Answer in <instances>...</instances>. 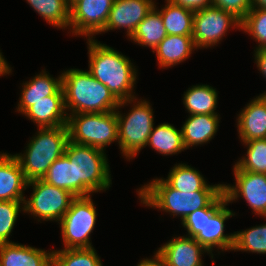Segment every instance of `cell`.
I'll return each mask as SVG.
<instances>
[{
  "instance_id": "cell-2",
  "label": "cell",
  "mask_w": 266,
  "mask_h": 266,
  "mask_svg": "<svg viewBox=\"0 0 266 266\" xmlns=\"http://www.w3.org/2000/svg\"><path fill=\"white\" fill-rule=\"evenodd\" d=\"M62 89L67 115L110 112L116 110L120 103L88 70L71 68L63 71Z\"/></svg>"
},
{
  "instance_id": "cell-15",
  "label": "cell",
  "mask_w": 266,
  "mask_h": 266,
  "mask_svg": "<svg viewBox=\"0 0 266 266\" xmlns=\"http://www.w3.org/2000/svg\"><path fill=\"white\" fill-rule=\"evenodd\" d=\"M210 254L193 237H174L158 248L156 255L163 266H204L202 254Z\"/></svg>"
},
{
  "instance_id": "cell-7",
  "label": "cell",
  "mask_w": 266,
  "mask_h": 266,
  "mask_svg": "<svg viewBox=\"0 0 266 266\" xmlns=\"http://www.w3.org/2000/svg\"><path fill=\"white\" fill-rule=\"evenodd\" d=\"M127 104H132L133 107L128 110L129 113L123 115L119 108ZM116 114L118 120L117 144L123 156L130 160L147 146L149 135L154 127L153 109L149 101L142 98L138 101L136 97L120 101Z\"/></svg>"
},
{
  "instance_id": "cell-9",
  "label": "cell",
  "mask_w": 266,
  "mask_h": 266,
  "mask_svg": "<svg viewBox=\"0 0 266 266\" xmlns=\"http://www.w3.org/2000/svg\"><path fill=\"white\" fill-rule=\"evenodd\" d=\"M97 215L91 196L76 197L58 222L64 242L63 249L93 248L90 234L95 227Z\"/></svg>"
},
{
  "instance_id": "cell-41",
  "label": "cell",
  "mask_w": 266,
  "mask_h": 266,
  "mask_svg": "<svg viewBox=\"0 0 266 266\" xmlns=\"http://www.w3.org/2000/svg\"><path fill=\"white\" fill-rule=\"evenodd\" d=\"M79 0H66L67 2V6L70 8L73 4H75L76 2H78Z\"/></svg>"
},
{
  "instance_id": "cell-31",
  "label": "cell",
  "mask_w": 266,
  "mask_h": 266,
  "mask_svg": "<svg viewBox=\"0 0 266 266\" xmlns=\"http://www.w3.org/2000/svg\"><path fill=\"white\" fill-rule=\"evenodd\" d=\"M247 147L245 156L235 165L245 171L266 174V139H255L244 142Z\"/></svg>"
},
{
  "instance_id": "cell-19",
  "label": "cell",
  "mask_w": 266,
  "mask_h": 266,
  "mask_svg": "<svg viewBox=\"0 0 266 266\" xmlns=\"http://www.w3.org/2000/svg\"><path fill=\"white\" fill-rule=\"evenodd\" d=\"M0 266H52L49 252L20 243L0 244Z\"/></svg>"
},
{
  "instance_id": "cell-3",
  "label": "cell",
  "mask_w": 266,
  "mask_h": 266,
  "mask_svg": "<svg viewBox=\"0 0 266 266\" xmlns=\"http://www.w3.org/2000/svg\"><path fill=\"white\" fill-rule=\"evenodd\" d=\"M141 204L161 211L184 221L190 213L209 207L223 190H199L180 192L172 188L164 178H156L144 184L137 191Z\"/></svg>"
},
{
  "instance_id": "cell-16",
  "label": "cell",
  "mask_w": 266,
  "mask_h": 266,
  "mask_svg": "<svg viewBox=\"0 0 266 266\" xmlns=\"http://www.w3.org/2000/svg\"><path fill=\"white\" fill-rule=\"evenodd\" d=\"M38 128L65 126L68 115L65 109L62 86L48 99L29 101V108L23 113Z\"/></svg>"
},
{
  "instance_id": "cell-38",
  "label": "cell",
  "mask_w": 266,
  "mask_h": 266,
  "mask_svg": "<svg viewBox=\"0 0 266 266\" xmlns=\"http://www.w3.org/2000/svg\"><path fill=\"white\" fill-rule=\"evenodd\" d=\"M137 266H163L161 259L154 253L153 258L141 260Z\"/></svg>"
},
{
  "instance_id": "cell-26",
  "label": "cell",
  "mask_w": 266,
  "mask_h": 266,
  "mask_svg": "<svg viewBox=\"0 0 266 266\" xmlns=\"http://www.w3.org/2000/svg\"><path fill=\"white\" fill-rule=\"evenodd\" d=\"M155 5L147 16L138 24L135 32L130 37L134 43L140 46H156L167 36L158 7Z\"/></svg>"
},
{
  "instance_id": "cell-1",
  "label": "cell",
  "mask_w": 266,
  "mask_h": 266,
  "mask_svg": "<svg viewBox=\"0 0 266 266\" xmlns=\"http://www.w3.org/2000/svg\"><path fill=\"white\" fill-rule=\"evenodd\" d=\"M89 72L119 100L136 98L137 70L130 58L93 38L87 39Z\"/></svg>"
},
{
  "instance_id": "cell-18",
  "label": "cell",
  "mask_w": 266,
  "mask_h": 266,
  "mask_svg": "<svg viewBox=\"0 0 266 266\" xmlns=\"http://www.w3.org/2000/svg\"><path fill=\"white\" fill-rule=\"evenodd\" d=\"M28 181L14 155L0 153V201H25Z\"/></svg>"
},
{
  "instance_id": "cell-4",
  "label": "cell",
  "mask_w": 266,
  "mask_h": 266,
  "mask_svg": "<svg viewBox=\"0 0 266 266\" xmlns=\"http://www.w3.org/2000/svg\"><path fill=\"white\" fill-rule=\"evenodd\" d=\"M228 203L224 192L207 208H201L181 222L187 230V235L193 237L201 244L213 259V248L222 251H232L234 246V233L224 234L225 221L235 215L232 210L226 208Z\"/></svg>"
},
{
  "instance_id": "cell-8",
  "label": "cell",
  "mask_w": 266,
  "mask_h": 266,
  "mask_svg": "<svg viewBox=\"0 0 266 266\" xmlns=\"http://www.w3.org/2000/svg\"><path fill=\"white\" fill-rule=\"evenodd\" d=\"M69 141L105 151L106 146L118 142L116 110L104 113H76L68 115Z\"/></svg>"
},
{
  "instance_id": "cell-6",
  "label": "cell",
  "mask_w": 266,
  "mask_h": 266,
  "mask_svg": "<svg viewBox=\"0 0 266 266\" xmlns=\"http://www.w3.org/2000/svg\"><path fill=\"white\" fill-rule=\"evenodd\" d=\"M38 132L27 144L24 153L15 154L25 179H42L52 163L64 154L69 141L67 125L37 128Z\"/></svg>"
},
{
  "instance_id": "cell-30",
  "label": "cell",
  "mask_w": 266,
  "mask_h": 266,
  "mask_svg": "<svg viewBox=\"0 0 266 266\" xmlns=\"http://www.w3.org/2000/svg\"><path fill=\"white\" fill-rule=\"evenodd\" d=\"M266 254V224L234 232L232 251Z\"/></svg>"
},
{
  "instance_id": "cell-34",
  "label": "cell",
  "mask_w": 266,
  "mask_h": 266,
  "mask_svg": "<svg viewBox=\"0 0 266 266\" xmlns=\"http://www.w3.org/2000/svg\"><path fill=\"white\" fill-rule=\"evenodd\" d=\"M19 211L24 212V201H0V244L12 243L9 240Z\"/></svg>"
},
{
  "instance_id": "cell-28",
  "label": "cell",
  "mask_w": 266,
  "mask_h": 266,
  "mask_svg": "<svg viewBox=\"0 0 266 266\" xmlns=\"http://www.w3.org/2000/svg\"><path fill=\"white\" fill-rule=\"evenodd\" d=\"M48 24L69 29V10L66 0H26Z\"/></svg>"
},
{
  "instance_id": "cell-10",
  "label": "cell",
  "mask_w": 266,
  "mask_h": 266,
  "mask_svg": "<svg viewBox=\"0 0 266 266\" xmlns=\"http://www.w3.org/2000/svg\"><path fill=\"white\" fill-rule=\"evenodd\" d=\"M32 186L30 198L24 201V212L30 213L40 221H60L76 198L71 192L47 184L42 179H35L27 183Z\"/></svg>"
},
{
  "instance_id": "cell-5",
  "label": "cell",
  "mask_w": 266,
  "mask_h": 266,
  "mask_svg": "<svg viewBox=\"0 0 266 266\" xmlns=\"http://www.w3.org/2000/svg\"><path fill=\"white\" fill-rule=\"evenodd\" d=\"M64 154L73 163L74 196H91L109 189L112 180L105 151L68 141Z\"/></svg>"
},
{
  "instance_id": "cell-25",
  "label": "cell",
  "mask_w": 266,
  "mask_h": 266,
  "mask_svg": "<svg viewBox=\"0 0 266 266\" xmlns=\"http://www.w3.org/2000/svg\"><path fill=\"white\" fill-rule=\"evenodd\" d=\"M148 146L162 155H175L186 150L181 129L170 123H161L152 128L149 135Z\"/></svg>"
},
{
  "instance_id": "cell-36",
  "label": "cell",
  "mask_w": 266,
  "mask_h": 266,
  "mask_svg": "<svg viewBox=\"0 0 266 266\" xmlns=\"http://www.w3.org/2000/svg\"><path fill=\"white\" fill-rule=\"evenodd\" d=\"M173 4L189 9L193 12L212 6V0H169Z\"/></svg>"
},
{
  "instance_id": "cell-21",
  "label": "cell",
  "mask_w": 266,
  "mask_h": 266,
  "mask_svg": "<svg viewBox=\"0 0 266 266\" xmlns=\"http://www.w3.org/2000/svg\"><path fill=\"white\" fill-rule=\"evenodd\" d=\"M196 49L192 36L167 35L152 52H156L160 68L165 69L184 62Z\"/></svg>"
},
{
  "instance_id": "cell-33",
  "label": "cell",
  "mask_w": 266,
  "mask_h": 266,
  "mask_svg": "<svg viewBox=\"0 0 266 266\" xmlns=\"http://www.w3.org/2000/svg\"><path fill=\"white\" fill-rule=\"evenodd\" d=\"M241 30L255 39L256 49L266 48V9L252 8L241 20Z\"/></svg>"
},
{
  "instance_id": "cell-27",
  "label": "cell",
  "mask_w": 266,
  "mask_h": 266,
  "mask_svg": "<svg viewBox=\"0 0 266 266\" xmlns=\"http://www.w3.org/2000/svg\"><path fill=\"white\" fill-rule=\"evenodd\" d=\"M165 6L161 7L160 15L167 35L192 36L193 33V11L173 4L165 0Z\"/></svg>"
},
{
  "instance_id": "cell-12",
  "label": "cell",
  "mask_w": 266,
  "mask_h": 266,
  "mask_svg": "<svg viewBox=\"0 0 266 266\" xmlns=\"http://www.w3.org/2000/svg\"><path fill=\"white\" fill-rule=\"evenodd\" d=\"M113 3L114 0H79L73 4L69 10L70 34L95 38L105 28Z\"/></svg>"
},
{
  "instance_id": "cell-17",
  "label": "cell",
  "mask_w": 266,
  "mask_h": 266,
  "mask_svg": "<svg viewBox=\"0 0 266 266\" xmlns=\"http://www.w3.org/2000/svg\"><path fill=\"white\" fill-rule=\"evenodd\" d=\"M240 141L266 139V92L252 99L237 117Z\"/></svg>"
},
{
  "instance_id": "cell-11",
  "label": "cell",
  "mask_w": 266,
  "mask_h": 266,
  "mask_svg": "<svg viewBox=\"0 0 266 266\" xmlns=\"http://www.w3.org/2000/svg\"><path fill=\"white\" fill-rule=\"evenodd\" d=\"M241 29V20L233 13L215 6L200 9L194 13L192 38L195 46L211 48L223 39L230 28Z\"/></svg>"
},
{
  "instance_id": "cell-22",
  "label": "cell",
  "mask_w": 266,
  "mask_h": 266,
  "mask_svg": "<svg viewBox=\"0 0 266 266\" xmlns=\"http://www.w3.org/2000/svg\"><path fill=\"white\" fill-rule=\"evenodd\" d=\"M61 86L62 74L58 78H54L43 69L33 79L22 85L21 97L16 111L23 114L29 108V101L48 99V96L53 95Z\"/></svg>"
},
{
  "instance_id": "cell-23",
  "label": "cell",
  "mask_w": 266,
  "mask_h": 266,
  "mask_svg": "<svg viewBox=\"0 0 266 266\" xmlns=\"http://www.w3.org/2000/svg\"><path fill=\"white\" fill-rule=\"evenodd\" d=\"M164 180L174 189L183 191L199 190H223V184L209 185L200 171L193 167L179 163L170 169L167 178Z\"/></svg>"
},
{
  "instance_id": "cell-40",
  "label": "cell",
  "mask_w": 266,
  "mask_h": 266,
  "mask_svg": "<svg viewBox=\"0 0 266 266\" xmlns=\"http://www.w3.org/2000/svg\"><path fill=\"white\" fill-rule=\"evenodd\" d=\"M252 8L266 9V0H251Z\"/></svg>"
},
{
  "instance_id": "cell-37",
  "label": "cell",
  "mask_w": 266,
  "mask_h": 266,
  "mask_svg": "<svg viewBox=\"0 0 266 266\" xmlns=\"http://www.w3.org/2000/svg\"><path fill=\"white\" fill-rule=\"evenodd\" d=\"M253 55L258 70L262 73V76L266 78V48L255 49Z\"/></svg>"
},
{
  "instance_id": "cell-24",
  "label": "cell",
  "mask_w": 266,
  "mask_h": 266,
  "mask_svg": "<svg viewBox=\"0 0 266 266\" xmlns=\"http://www.w3.org/2000/svg\"><path fill=\"white\" fill-rule=\"evenodd\" d=\"M218 92L207 84L193 85L184 93L183 104L189 114H209L218 115L216 113Z\"/></svg>"
},
{
  "instance_id": "cell-20",
  "label": "cell",
  "mask_w": 266,
  "mask_h": 266,
  "mask_svg": "<svg viewBox=\"0 0 266 266\" xmlns=\"http://www.w3.org/2000/svg\"><path fill=\"white\" fill-rule=\"evenodd\" d=\"M219 115L191 114L181 128L183 143L189 147L206 144L211 141L218 131Z\"/></svg>"
},
{
  "instance_id": "cell-39",
  "label": "cell",
  "mask_w": 266,
  "mask_h": 266,
  "mask_svg": "<svg viewBox=\"0 0 266 266\" xmlns=\"http://www.w3.org/2000/svg\"><path fill=\"white\" fill-rule=\"evenodd\" d=\"M4 55L0 51V76L2 77L3 75H9L12 73V68L10 65H8L7 61L3 57Z\"/></svg>"
},
{
  "instance_id": "cell-13",
  "label": "cell",
  "mask_w": 266,
  "mask_h": 266,
  "mask_svg": "<svg viewBox=\"0 0 266 266\" xmlns=\"http://www.w3.org/2000/svg\"><path fill=\"white\" fill-rule=\"evenodd\" d=\"M235 185L223 184L227 203L245 199L256 215L266 218V174L253 173L233 165Z\"/></svg>"
},
{
  "instance_id": "cell-35",
  "label": "cell",
  "mask_w": 266,
  "mask_h": 266,
  "mask_svg": "<svg viewBox=\"0 0 266 266\" xmlns=\"http://www.w3.org/2000/svg\"><path fill=\"white\" fill-rule=\"evenodd\" d=\"M212 6L233 13L242 20L252 9L251 0H212Z\"/></svg>"
},
{
  "instance_id": "cell-29",
  "label": "cell",
  "mask_w": 266,
  "mask_h": 266,
  "mask_svg": "<svg viewBox=\"0 0 266 266\" xmlns=\"http://www.w3.org/2000/svg\"><path fill=\"white\" fill-rule=\"evenodd\" d=\"M95 248L52 250V266H103Z\"/></svg>"
},
{
  "instance_id": "cell-32",
  "label": "cell",
  "mask_w": 266,
  "mask_h": 266,
  "mask_svg": "<svg viewBox=\"0 0 266 266\" xmlns=\"http://www.w3.org/2000/svg\"><path fill=\"white\" fill-rule=\"evenodd\" d=\"M42 180L74 195L73 163H70L68 157L63 154L52 163Z\"/></svg>"
},
{
  "instance_id": "cell-14",
  "label": "cell",
  "mask_w": 266,
  "mask_h": 266,
  "mask_svg": "<svg viewBox=\"0 0 266 266\" xmlns=\"http://www.w3.org/2000/svg\"><path fill=\"white\" fill-rule=\"evenodd\" d=\"M155 4L154 0H114L105 28L99 34L124 28L129 39Z\"/></svg>"
}]
</instances>
